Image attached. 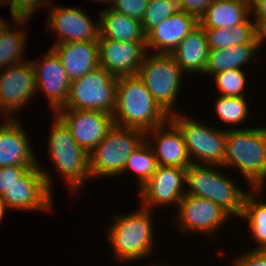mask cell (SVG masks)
<instances>
[{
  "label": "cell",
  "instance_id": "cell-6",
  "mask_svg": "<svg viewBox=\"0 0 266 266\" xmlns=\"http://www.w3.org/2000/svg\"><path fill=\"white\" fill-rule=\"evenodd\" d=\"M144 140L142 130L114 124L105 138L89 152L91 178L122 176L128 157Z\"/></svg>",
  "mask_w": 266,
  "mask_h": 266
},
{
  "label": "cell",
  "instance_id": "cell-11",
  "mask_svg": "<svg viewBox=\"0 0 266 266\" xmlns=\"http://www.w3.org/2000/svg\"><path fill=\"white\" fill-rule=\"evenodd\" d=\"M177 209L174 226L180 233L214 235L233 218L218 204L202 197L184 195ZM226 222V223H225ZM217 231V232H216ZM204 233V234H203Z\"/></svg>",
  "mask_w": 266,
  "mask_h": 266
},
{
  "label": "cell",
  "instance_id": "cell-31",
  "mask_svg": "<svg viewBox=\"0 0 266 266\" xmlns=\"http://www.w3.org/2000/svg\"><path fill=\"white\" fill-rule=\"evenodd\" d=\"M177 12H183L181 0H149L141 19L143 33L147 35L161 21Z\"/></svg>",
  "mask_w": 266,
  "mask_h": 266
},
{
  "label": "cell",
  "instance_id": "cell-30",
  "mask_svg": "<svg viewBox=\"0 0 266 266\" xmlns=\"http://www.w3.org/2000/svg\"><path fill=\"white\" fill-rule=\"evenodd\" d=\"M157 167L158 163L153 150L144 140L128 157L123 173L133 172L136 175V183H138V191H140L155 173Z\"/></svg>",
  "mask_w": 266,
  "mask_h": 266
},
{
  "label": "cell",
  "instance_id": "cell-10",
  "mask_svg": "<svg viewBox=\"0 0 266 266\" xmlns=\"http://www.w3.org/2000/svg\"><path fill=\"white\" fill-rule=\"evenodd\" d=\"M42 165L38 159V166L29 168L1 196L8 209L48 213L53 210L54 179Z\"/></svg>",
  "mask_w": 266,
  "mask_h": 266
},
{
  "label": "cell",
  "instance_id": "cell-37",
  "mask_svg": "<svg viewBox=\"0 0 266 266\" xmlns=\"http://www.w3.org/2000/svg\"><path fill=\"white\" fill-rule=\"evenodd\" d=\"M213 0H181L183 11L194 16L198 21L206 13Z\"/></svg>",
  "mask_w": 266,
  "mask_h": 266
},
{
  "label": "cell",
  "instance_id": "cell-24",
  "mask_svg": "<svg viewBox=\"0 0 266 266\" xmlns=\"http://www.w3.org/2000/svg\"><path fill=\"white\" fill-rule=\"evenodd\" d=\"M250 16V0H213L199 25L202 28H231Z\"/></svg>",
  "mask_w": 266,
  "mask_h": 266
},
{
  "label": "cell",
  "instance_id": "cell-28",
  "mask_svg": "<svg viewBox=\"0 0 266 266\" xmlns=\"http://www.w3.org/2000/svg\"><path fill=\"white\" fill-rule=\"evenodd\" d=\"M209 50L228 49L235 45L252 43L258 37V30L252 18L231 28H203Z\"/></svg>",
  "mask_w": 266,
  "mask_h": 266
},
{
  "label": "cell",
  "instance_id": "cell-2",
  "mask_svg": "<svg viewBox=\"0 0 266 266\" xmlns=\"http://www.w3.org/2000/svg\"><path fill=\"white\" fill-rule=\"evenodd\" d=\"M223 168L235 167L250 189L266 187V126L226 128Z\"/></svg>",
  "mask_w": 266,
  "mask_h": 266
},
{
  "label": "cell",
  "instance_id": "cell-20",
  "mask_svg": "<svg viewBox=\"0 0 266 266\" xmlns=\"http://www.w3.org/2000/svg\"><path fill=\"white\" fill-rule=\"evenodd\" d=\"M198 25L199 21L184 11L172 14L146 35L147 51L152 53V49L155 54H171Z\"/></svg>",
  "mask_w": 266,
  "mask_h": 266
},
{
  "label": "cell",
  "instance_id": "cell-43",
  "mask_svg": "<svg viewBox=\"0 0 266 266\" xmlns=\"http://www.w3.org/2000/svg\"><path fill=\"white\" fill-rule=\"evenodd\" d=\"M149 266H169V264L168 265H164L163 263H159L158 264L157 262H155V264L154 263L153 264L150 263Z\"/></svg>",
  "mask_w": 266,
  "mask_h": 266
},
{
  "label": "cell",
  "instance_id": "cell-22",
  "mask_svg": "<svg viewBox=\"0 0 266 266\" xmlns=\"http://www.w3.org/2000/svg\"><path fill=\"white\" fill-rule=\"evenodd\" d=\"M208 52L206 33L198 25L178 44L171 55L185 74L203 75Z\"/></svg>",
  "mask_w": 266,
  "mask_h": 266
},
{
  "label": "cell",
  "instance_id": "cell-44",
  "mask_svg": "<svg viewBox=\"0 0 266 266\" xmlns=\"http://www.w3.org/2000/svg\"><path fill=\"white\" fill-rule=\"evenodd\" d=\"M4 5H5L4 0H0V7Z\"/></svg>",
  "mask_w": 266,
  "mask_h": 266
},
{
  "label": "cell",
  "instance_id": "cell-41",
  "mask_svg": "<svg viewBox=\"0 0 266 266\" xmlns=\"http://www.w3.org/2000/svg\"><path fill=\"white\" fill-rule=\"evenodd\" d=\"M9 22L1 18L0 16V30H2Z\"/></svg>",
  "mask_w": 266,
  "mask_h": 266
},
{
  "label": "cell",
  "instance_id": "cell-18",
  "mask_svg": "<svg viewBox=\"0 0 266 266\" xmlns=\"http://www.w3.org/2000/svg\"><path fill=\"white\" fill-rule=\"evenodd\" d=\"M145 140L152 148L158 165L187 169L192 164L182 132L170 118L145 132Z\"/></svg>",
  "mask_w": 266,
  "mask_h": 266
},
{
  "label": "cell",
  "instance_id": "cell-4",
  "mask_svg": "<svg viewBox=\"0 0 266 266\" xmlns=\"http://www.w3.org/2000/svg\"><path fill=\"white\" fill-rule=\"evenodd\" d=\"M221 169L220 165L191 164L186 169L185 195L206 198L239 219L249 190L239 187Z\"/></svg>",
  "mask_w": 266,
  "mask_h": 266
},
{
  "label": "cell",
  "instance_id": "cell-34",
  "mask_svg": "<svg viewBox=\"0 0 266 266\" xmlns=\"http://www.w3.org/2000/svg\"><path fill=\"white\" fill-rule=\"evenodd\" d=\"M149 0H113L109 6L115 12L141 21Z\"/></svg>",
  "mask_w": 266,
  "mask_h": 266
},
{
  "label": "cell",
  "instance_id": "cell-36",
  "mask_svg": "<svg viewBox=\"0 0 266 266\" xmlns=\"http://www.w3.org/2000/svg\"><path fill=\"white\" fill-rule=\"evenodd\" d=\"M246 250L236 256L232 266H266V254L262 250Z\"/></svg>",
  "mask_w": 266,
  "mask_h": 266
},
{
  "label": "cell",
  "instance_id": "cell-15",
  "mask_svg": "<svg viewBox=\"0 0 266 266\" xmlns=\"http://www.w3.org/2000/svg\"><path fill=\"white\" fill-rule=\"evenodd\" d=\"M40 59L30 60L36 79L37 93L48 101L51 114L63 108L69 97L71 81L60 58L50 48Z\"/></svg>",
  "mask_w": 266,
  "mask_h": 266
},
{
  "label": "cell",
  "instance_id": "cell-8",
  "mask_svg": "<svg viewBox=\"0 0 266 266\" xmlns=\"http://www.w3.org/2000/svg\"><path fill=\"white\" fill-rule=\"evenodd\" d=\"M170 119L182 132L192 164L223 165L226 129L204 124L184 112L172 114Z\"/></svg>",
  "mask_w": 266,
  "mask_h": 266
},
{
  "label": "cell",
  "instance_id": "cell-7",
  "mask_svg": "<svg viewBox=\"0 0 266 266\" xmlns=\"http://www.w3.org/2000/svg\"><path fill=\"white\" fill-rule=\"evenodd\" d=\"M148 55V56H147ZM184 72L171 54L147 53L137 76L146 85L158 105L170 116L182 112L176 108Z\"/></svg>",
  "mask_w": 266,
  "mask_h": 266
},
{
  "label": "cell",
  "instance_id": "cell-21",
  "mask_svg": "<svg viewBox=\"0 0 266 266\" xmlns=\"http://www.w3.org/2000/svg\"><path fill=\"white\" fill-rule=\"evenodd\" d=\"M50 48L60 58L70 81L100 66L98 41L59 43Z\"/></svg>",
  "mask_w": 266,
  "mask_h": 266
},
{
  "label": "cell",
  "instance_id": "cell-23",
  "mask_svg": "<svg viewBox=\"0 0 266 266\" xmlns=\"http://www.w3.org/2000/svg\"><path fill=\"white\" fill-rule=\"evenodd\" d=\"M259 50V36L252 43L235 45L228 49L209 50L203 74L213 77L228 69L245 70L244 67L253 61L254 56L260 54Z\"/></svg>",
  "mask_w": 266,
  "mask_h": 266
},
{
  "label": "cell",
  "instance_id": "cell-25",
  "mask_svg": "<svg viewBox=\"0 0 266 266\" xmlns=\"http://www.w3.org/2000/svg\"><path fill=\"white\" fill-rule=\"evenodd\" d=\"M100 38L114 39L120 42H146L141 21L115 12L110 7L99 14Z\"/></svg>",
  "mask_w": 266,
  "mask_h": 266
},
{
  "label": "cell",
  "instance_id": "cell-19",
  "mask_svg": "<svg viewBox=\"0 0 266 266\" xmlns=\"http://www.w3.org/2000/svg\"><path fill=\"white\" fill-rule=\"evenodd\" d=\"M19 119L5 118L0 126V167L38 166V157L33 151L22 120Z\"/></svg>",
  "mask_w": 266,
  "mask_h": 266
},
{
  "label": "cell",
  "instance_id": "cell-9",
  "mask_svg": "<svg viewBox=\"0 0 266 266\" xmlns=\"http://www.w3.org/2000/svg\"><path fill=\"white\" fill-rule=\"evenodd\" d=\"M117 77L101 66L71 81L66 105L59 110H91L113 114Z\"/></svg>",
  "mask_w": 266,
  "mask_h": 266
},
{
  "label": "cell",
  "instance_id": "cell-3",
  "mask_svg": "<svg viewBox=\"0 0 266 266\" xmlns=\"http://www.w3.org/2000/svg\"><path fill=\"white\" fill-rule=\"evenodd\" d=\"M112 116L115 125L143 132L170 118L137 75L117 77L116 104Z\"/></svg>",
  "mask_w": 266,
  "mask_h": 266
},
{
  "label": "cell",
  "instance_id": "cell-26",
  "mask_svg": "<svg viewBox=\"0 0 266 266\" xmlns=\"http://www.w3.org/2000/svg\"><path fill=\"white\" fill-rule=\"evenodd\" d=\"M265 190L263 188L249 189L244 199L243 213L240 219L249 223V234L257 243V247L255 245V248L251 247L250 250L266 248V200L263 199L266 194Z\"/></svg>",
  "mask_w": 266,
  "mask_h": 266
},
{
  "label": "cell",
  "instance_id": "cell-33",
  "mask_svg": "<svg viewBox=\"0 0 266 266\" xmlns=\"http://www.w3.org/2000/svg\"><path fill=\"white\" fill-rule=\"evenodd\" d=\"M53 0H4L5 5L9 3L11 18L19 20H30L40 8L48 7ZM46 6V7H45Z\"/></svg>",
  "mask_w": 266,
  "mask_h": 266
},
{
  "label": "cell",
  "instance_id": "cell-1",
  "mask_svg": "<svg viewBox=\"0 0 266 266\" xmlns=\"http://www.w3.org/2000/svg\"><path fill=\"white\" fill-rule=\"evenodd\" d=\"M140 207V208H139ZM128 214L114 215L111 225L107 226L106 238L110 242L114 259L121 264L149 258L156 248L153 224L155 211L141 205Z\"/></svg>",
  "mask_w": 266,
  "mask_h": 266
},
{
  "label": "cell",
  "instance_id": "cell-13",
  "mask_svg": "<svg viewBox=\"0 0 266 266\" xmlns=\"http://www.w3.org/2000/svg\"><path fill=\"white\" fill-rule=\"evenodd\" d=\"M50 12V13H49ZM45 29L56 33L54 44L98 41L100 38V20L94 22L92 18L79 7L49 6Z\"/></svg>",
  "mask_w": 266,
  "mask_h": 266
},
{
  "label": "cell",
  "instance_id": "cell-5",
  "mask_svg": "<svg viewBox=\"0 0 266 266\" xmlns=\"http://www.w3.org/2000/svg\"><path fill=\"white\" fill-rule=\"evenodd\" d=\"M49 128L48 154L53 166L64 178L72 195H78L88 179H92L89 167V153L75 141L69 128L56 115H53Z\"/></svg>",
  "mask_w": 266,
  "mask_h": 266
},
{
  "label": "cell",
  "instance_id": "cell-27",
  "mask_svg": "<svg viewBox=\"0 0 266 266\" xmlns=\"http://www.w3.org/2000/svg\"><path fill=\"white\" fill-rule=\"evenodd\" d=\"M12 21L15 27L11 26L9 22L0 30V70L10 65L25 62L27 59L25 56V46H27L26 38H28V32L24 28H20L22 26L25 27L26 22L29 20L14 19Z\"/></svg>",
  "mask_w": 266,
  "mask_h": 266
},
{
  "label": "cell",
  "instance_id": "cell-17",
  "mask_svg": "<svg viewBox=\"0 0 266 266\" xmlns=\"http://www.w3.org/2000/svg\"><path fill=\"white\" fill-rule=\"evenodd\" d=\"M69 128L73 138L88 153L106 136L114 125L110 113L91 110H58L55 113Z\"/></svg>",
  "mask_w": 266,
  "mask_h": 266
},
{
  "label": "cell",
  "instance_id": "cell-38",
  "mask_svg": "<svg viewBox=\"0 0 266 266\" xmlns=\"http://www.w3.org/2000/svg\"><path fill=\"white\" fill-rule=\"evenodd\" d=\"M250 11L259 30L266 23V0H250Z\"/></svg>",
  "mask_w": 266,
  "mask_h": 266
},
{
  "label": "cell",
  "instance_id": "cell-39",
  "mask_svg": "<svg viewBox=\"0 0 266 266\" xmlns=\"http://www.w3.org/2000/svg\"><path fill=\"white\" fill-rule=\"evenodd\" d=\"M260 49L263 47V43L266 42V23L258 30Z\"/></svg>",
  "mask_w": 266,
  "mask_h": 266
},
{
  "label": "cell",
  "instance_id": "cell-16",
  "mask_svg": "<svg viewBox=\"0 0 266 266\" xmlns=\"http://www.w3.org/2000/svg\"><path fill=\"white\" fill-rule=\"evenodd\" d=\"M99 63L115 77L138 74L148 53L146 42H120L109 38L98 39Z\"/></svg>",
  "mask_w": 266,
  "mask_h": 266
},
{
  "label": "cell",
  "instance_id": "cell-29",
  "mask_svg": "<svg viewBox=\"0 0 266 266\" xmlns=\"http://www.w3.org/2000/svg\"><path fill=\"white\" fill-rule=\"evenodd\" d=\"M246 97H224L218 95L214 100V112L221 122L226 124L230 130L244 128L251 116L250 105ZM250 114V115H249ZM242 125V126H241ZM235 126V127H234ZM233 127V128H232Z\"/></svg>",
  "mask_w": 266,
  "mask_h": 266
},
{
  "label": "cell",
  "instance_id": "cell-40",
  "mask_svg": "<svg viewBox=\"0 0 266 266\" xmlns=\"http://www.w3.org/2000/svg\"><path fill=\"white\" fill-rule=\"evenodd\" d=\"M7 206L6 204L2 201L1 197H0V224L2 222V219L4 218V215L6 214V210H7Z\"/></svg>",
  "mask_w": 266,
  "mask_h": 266
},
{
  "label": "cell",
  "instance_id": "cell-42",
  "mask_svg": "<svg viewBox=\"0 0 266 266\" xmlns=\"http://www.w3.org/2000/svg\"><path fill=\"white\" fill-rule=\"evenodd\" d=\"M94 1L96 3L97 2H101L102 4L106 2V4L108 3L109 5H111V3L109 2V0H91Z\"/></svg>",
  "mask_w": 266,
  "mask_h": 266
},
{
  "label": "cell",
  "instance_id": "cell-12",
  "mask_svg": "<svg viewBox=\"0 0 266 266\" xmlns=\"http://www.w3.org/2000/svg\"><path fill=\"white\" fill-rule=\"evenodd\" d=\"M36 94L35 72L29 59L0 70V111L4 119L18 118L16 112L26 108Z\"/></svg>",
  "mask_w": 266,
  "mask_h": 266
},
{
  "label": "cell",
  "instance_id": "cell-35",
  "mask_svg": "<svg viewBox=\"0 0 266 266\" xmlns=\"http://www.w3.org/2000/svg\"><path fill=\"white\" fill-rule=\"evenodd\" d=\"M29 168L27 166L0 167V197L14 184Z\"/></svg>",
  "mask_w": 266,
  "mask_h": 266
},
{
  "label": "cell",
  "instance_id": "cell-32",
  "mask_svg": "<svg viewBox=\"0 0 266 266\" xmlns=\"http://www.w3.org/2000/svg\"><path fill=\"white\" fill-rule=\"evenodd\" d=\"M242 69H228L213 76L218 95L224 97H245L248 88L247 73Z\"/></svg>",
  "mask_w": 266,
  "mask_h": 266
},
{
  "label": "cell",
  "instance_id": "cell-14",
  "mask_svg": "<svg viewBox=\"0 0 266 266\" xmlns=\"http://www.w3.org/2000/svg\"><path fill=\"white\" fill-rule=\"evenodd\" d=\"M186 169L158 165L149 181L138 192L142 207H178L185 195ZM170 205V206H169Z\"/></svg>",
  "mask_w": 266,
  "mask_h": 266
}]
</instances>
